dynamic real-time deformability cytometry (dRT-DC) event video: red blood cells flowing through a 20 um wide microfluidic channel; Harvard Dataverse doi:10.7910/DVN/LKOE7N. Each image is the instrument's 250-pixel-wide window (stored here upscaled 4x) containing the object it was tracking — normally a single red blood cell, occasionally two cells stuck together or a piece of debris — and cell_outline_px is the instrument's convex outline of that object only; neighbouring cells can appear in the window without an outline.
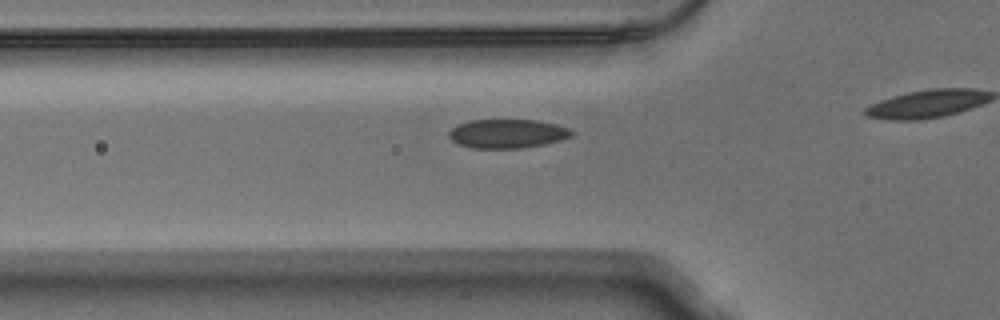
{"species": "Egyptian fruit bat (a non-hibernating species)", "species_latin": "Rousettus aegyptiacus", "temperature_condition": "warm", "stored_images_in_passage": 35, "camera_frame_rate_fps": 3000, "um_per_image_px": 0.085, "animal": {"sex": "male"}, "frame": {"image": 1, "passage_image": 11, "time_ms": 3.333, "image_size_px": [1000, 320], "cell_outline_px": [[572, 136], [560, 140], [544, 144], [520, 148], [472, 148], [460, 144], [452, 140], [448, 136], [448, 132], [452, 128], [460, 124], [472, 120], [536, 120], [556, 124], [568, 128], [572, 132]], "centroid_in_image_um": [43.12, 11.36], "position_along_channel_um": 82.7, "area_um2": 20.46}}
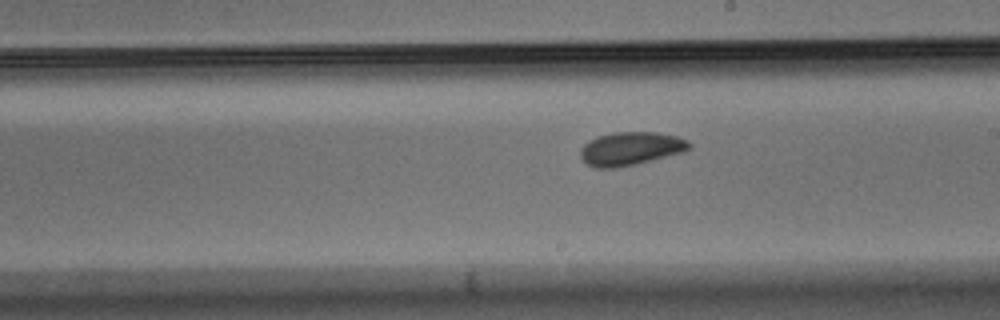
{"frame": {"image": 2, "passage_image": 23, "time_ms": 7.333, "image_size_px": [1000, 320], "cell_outline_px": [[692, 148], [684, 152], [636, 164], [612, 168], [596, 168], [588, 164], [580, 156], [580, 148], [584, 144], [596, 136], [612, 132], [656, 132], [676, 136], [688, 140], [692, 144]], "centroid_in_image_um": [53.63, 12.62], "position_along_channel_um": 235.4, "area_um2": 21.27}}
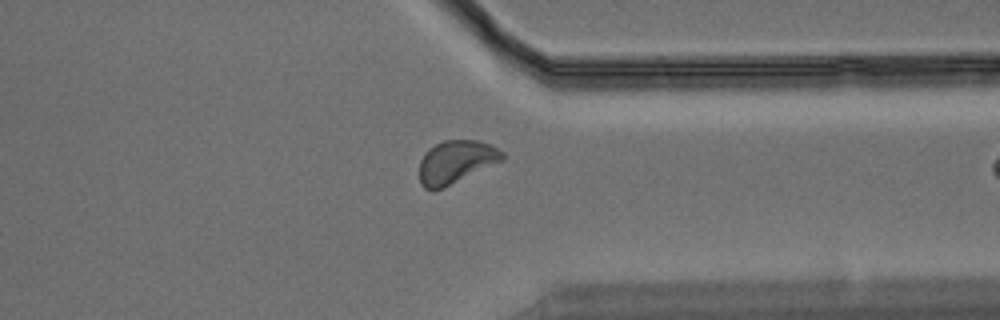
{"frame": {"image": 3, "passage_image": 34, "time_ms": 11.0, "image_size_px": [1000, 320], "cell_outline_px": [[504, 160], [444, 188], [432, 192], [424, 188], [420, 184], [420, 160], [424, 152], [428, 148], [444, 140], [476, 140], [492, 144], [504, 152]], "centroid_in_image_um": [38.75, 13.77], "position_along_channel_um": 372.6, "area_um2": 21.15}}